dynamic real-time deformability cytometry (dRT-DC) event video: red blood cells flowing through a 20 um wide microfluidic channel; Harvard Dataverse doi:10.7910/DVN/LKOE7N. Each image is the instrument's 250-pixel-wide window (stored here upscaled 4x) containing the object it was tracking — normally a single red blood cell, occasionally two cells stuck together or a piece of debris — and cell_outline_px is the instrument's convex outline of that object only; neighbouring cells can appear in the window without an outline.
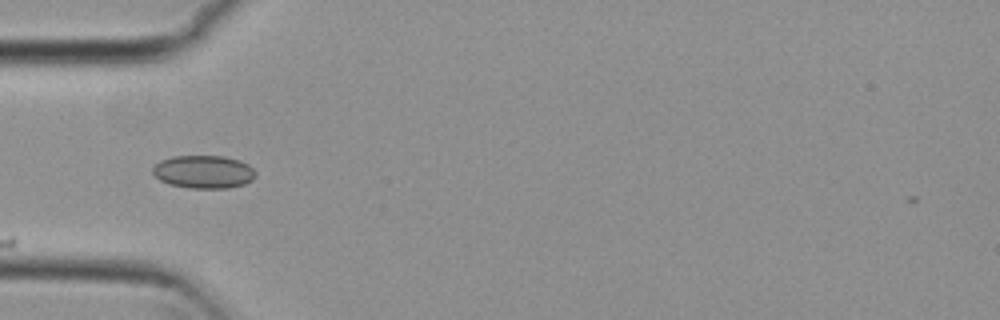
{"species": "common noctule bat (a hibernating species)", "species_latin": "Nyctalus noctula", "temperature_condition": "cold", "stored_images_in_passage": 12, "camera_frame_rate_fps": 3000, "um_per_image_px": 0.085, "animal": {"sex": "female", "body_mass_g": 29.2, "forearm_length_mm": 56.3}, "frame": {"image": 1, "passage_image": 1, "time_ms": 0.0, "image_size_px": [1000, 320], "cell_outline_px": [[256, 176], [252, 180], [244, 184], [228, 188], [188, 188], [168, 184], [160, 180], [152, 172], [152, 168], [160, 160], [172, 156], [224, 156], [240, 160], [248, 164], [256, 172]], "centroid_in_image_um": [17.31, 14.6], "position_along_channel_um": 67.7, "area_um2": 19.94}}